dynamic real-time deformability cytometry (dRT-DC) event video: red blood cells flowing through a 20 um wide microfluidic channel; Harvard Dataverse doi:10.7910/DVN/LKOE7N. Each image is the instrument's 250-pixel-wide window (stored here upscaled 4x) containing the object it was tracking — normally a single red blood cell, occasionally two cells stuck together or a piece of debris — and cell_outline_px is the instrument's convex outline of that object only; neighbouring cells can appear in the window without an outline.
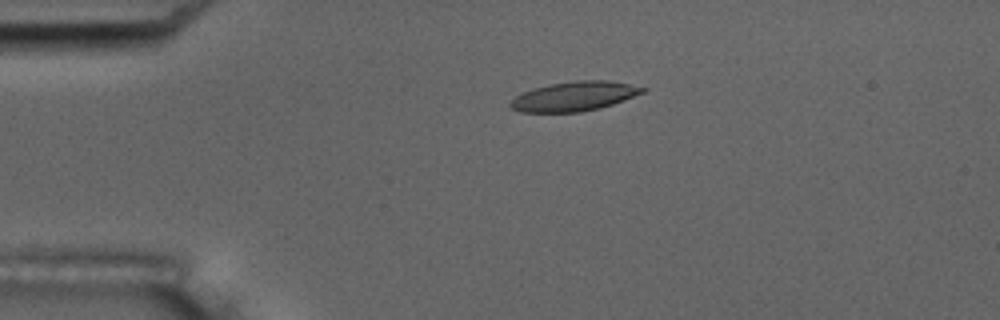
{"species": "common noctule bat (a hibernating species)", "species_latin": "Nyctalus noctula", "temperature_condition": "room temperature", "stored_images_in_passage": 5, "camera_frame_rate_fps": 3000, "um_per_image_px": 0.085, "animal": {"sex": "male", "body_mass_g": 17.5, "forearm_length_mm": 52.3}, "frame": {"image": 1, "passage_image": 4, "time_ms": 3.333, "image_size_px": [1000, 320], "cell_outline_px": [[648, 88], [644, 92], [624, 100], [600, 108], [580, 112], [520, 112], [512, 108], [508, 104], [516, 96], [532, 88], [548, 84], [576, 80], [608, 80]], "centroid_in_image_um": [48.8, 8.18], "position_along_channel_um": 36.2, "area_um2": 22.66}}